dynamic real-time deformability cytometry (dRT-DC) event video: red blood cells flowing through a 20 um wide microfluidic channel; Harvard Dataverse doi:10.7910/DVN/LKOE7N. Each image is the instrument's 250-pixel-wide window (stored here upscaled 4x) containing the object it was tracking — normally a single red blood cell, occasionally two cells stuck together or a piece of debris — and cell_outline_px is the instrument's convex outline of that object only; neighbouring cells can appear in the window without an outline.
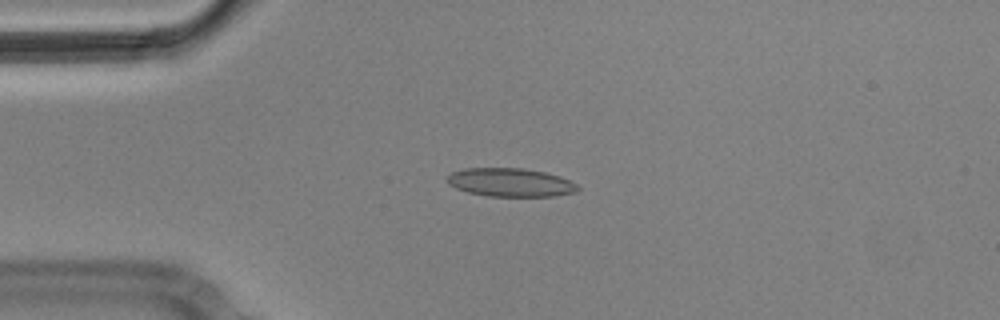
{"species": "Egyptian fruit bat (a non-hibernating species)", "species_latin": "Rousettus aegyptiacus", "temperature_condition": "cold", "stored_images_in_passage": 4, "camera_frame_rate_fps": 3000, "um_per_image_px": 0.085, "animal": {"sex": "male"}, "frame": {"image": 1, "passage_image": 4, "time_ms": 1.0, "image_size_px": [1000, 320], "cell_outline_px": [[580, 188], [576, 192], [556, 196], [488, 196], [468, 192], [456, 188], [448, 184], [444, 176], [452, 172], [464, 168], [524, 168], [544, 172], [560, 176], [576, 184]], "centroid_in_image_um": [43.35, 15.5], "position_along_channel_um": 41.6, "area_um2": 21.79}}